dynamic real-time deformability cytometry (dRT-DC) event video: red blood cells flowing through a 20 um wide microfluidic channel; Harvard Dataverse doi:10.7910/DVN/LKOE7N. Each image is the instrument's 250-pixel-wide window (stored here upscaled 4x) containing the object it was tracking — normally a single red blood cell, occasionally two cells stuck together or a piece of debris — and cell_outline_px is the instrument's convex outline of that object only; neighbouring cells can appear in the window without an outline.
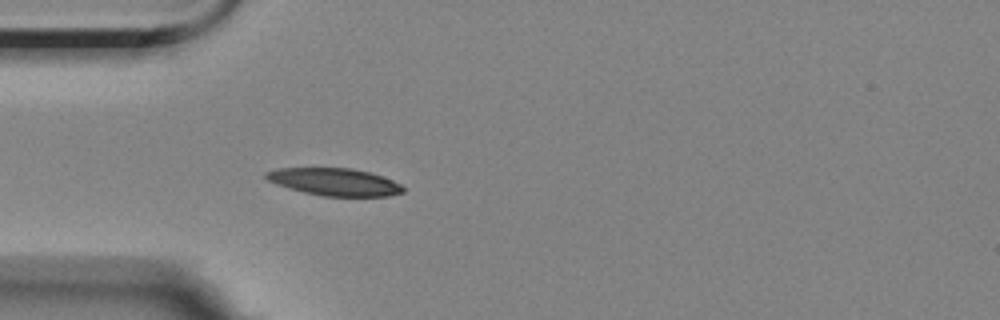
{"species": "Egyptian fruit bat (a non-hibernating species)", "species_latin": "Rousettus aegyptiacus", "temperature_condition": "room temperature", "stored_images_in_passage": 1, "camera_frame_rate_fps": 3000, "um_per_image_px": 0.085, "animal": {"sex": "female"}, "frame": {"image": 1, "passage_image": 1, "time_ms": 0.0, "image_size_px": [1000, 320], "cell_outline_px": [[404, 192], [388, 196], [324, 196], [304, 192], [288, 188], [276, 184], [268, 180], [264, 176], [264, 172], [276, 168], [352, 168], [368, 172], [392, 180], [400, 184], [404, 188]], "centroid_in_image_um": [28.4, 15.46], "position_along_channel_um": 56.6, "area_um2": 21.79}}